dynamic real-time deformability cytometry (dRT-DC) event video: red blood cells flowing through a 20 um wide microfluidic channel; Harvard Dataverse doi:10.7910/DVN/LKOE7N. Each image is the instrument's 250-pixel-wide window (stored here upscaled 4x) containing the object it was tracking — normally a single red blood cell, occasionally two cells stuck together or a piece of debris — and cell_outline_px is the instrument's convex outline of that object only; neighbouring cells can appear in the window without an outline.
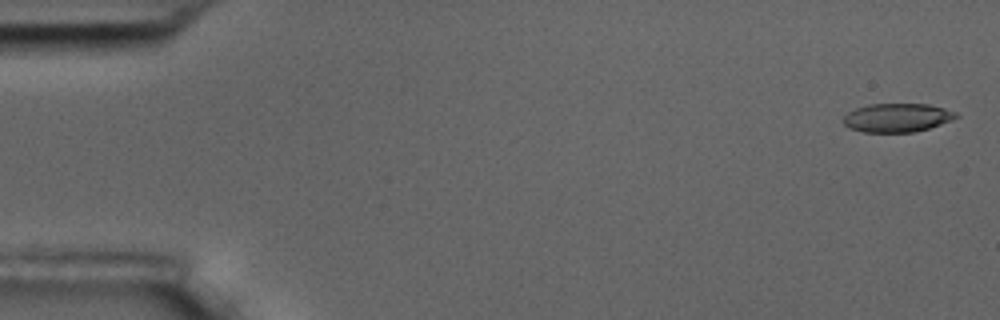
{"species": "common noctule bat (a hibernating species)", "species_latin": "Nyctalus noctula", "temperature_condition": "room temperature", "stored_images_in_passage": 8, "camera_frame_rate_fps": 3000, "um_per_image_px": 0.085, "animal": {"sex": "male", "body_mass_g": 17.5, "forearm_length_mm": 52.3}, "frame": {"image": 1, "passage_image": 1, "time_ms": 0.0, "image_size_px": [1000, 320], "cell_outline_px": [[960, 116], [952, 120], [916, 132], [864, 132], [848, 128], [844, 124], [844, 116], [848, 112], [856, 108], [868, 104], [928, 104], [944, 108], [956, 112]], "centroid_in_image_um": [76.26, 10.0], "position_along_channel_um": 8.7, "area_um2": 18.84}}
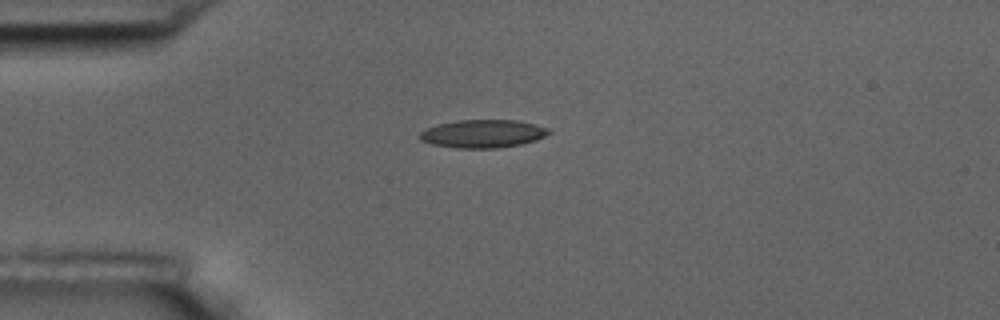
{"frame": {"image": 2, "passage_image": 4, "time_ms": 4.333, "image_size_px": [1000, 320], "cell_outline_px": [[552, 132], [536, 140], [520, 144], [496, 148], [456, 148], [432, 144], [420, 140], [420, 132], [436, 124], [456, 120], [516, 120], [536, 124], [548, 128]], "centroid_in_image_um": [41.04, 11.36], "position_along_channel_um": 44.0, "area_um2": 21.1}}
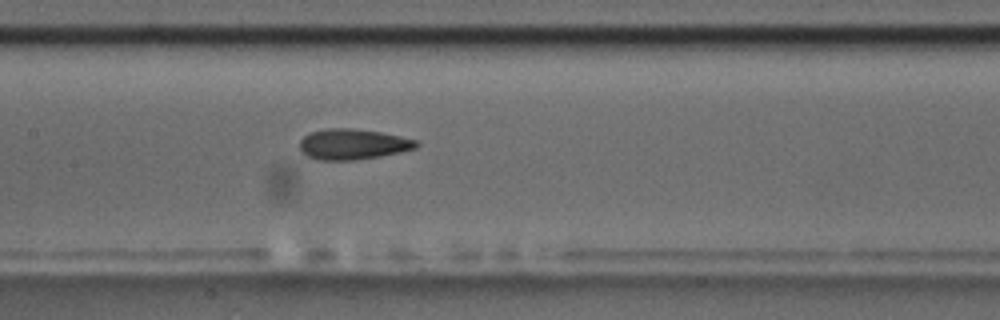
{"frame": {"image": 3, "passage_image": 8, "time_ms": 8.667, "image_size_px": [1000, 320], "cell_outline_px": [[420, 144], [416, 148], [400, 152], [380, 156], [356, 160], [316, 160], [304, 156], [300, 152], [300, 140], [304, 136], [312, 132], [328, 128], [348, 128], [380, 132], [400, 136], [416, 140]], "centroid_in_image_um": [29.96, 12.27], "position_along_channel_um": 177.4, "area_um2": 20.87}}